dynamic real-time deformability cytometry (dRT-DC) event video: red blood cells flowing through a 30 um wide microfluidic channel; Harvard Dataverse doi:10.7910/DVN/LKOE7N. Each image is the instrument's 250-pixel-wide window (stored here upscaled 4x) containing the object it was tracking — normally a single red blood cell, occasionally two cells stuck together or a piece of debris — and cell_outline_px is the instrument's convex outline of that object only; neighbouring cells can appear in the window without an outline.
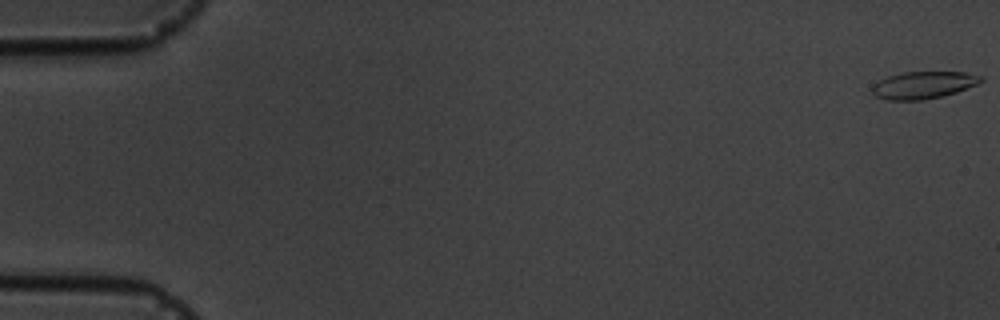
{"species": "common noctule bat (a hibernating species)", "species_latin": "Nyctalus noctula", "temperature_condition": "cold", "stored_images_in_passage": 7, "camera_frame_rate_fps": 3000, "um_per_image_px": 0.085, "animal": {"sex": "male", "body_mass_g": 19.5, "forearm_length_mm": 54.6}, "frame": {"image": 1, "passage_image": 1, "time_ms": 0.0, "image_size_px": [1000, 320], "cell_outline_px": [[984, 80], [976, 84], [956, 92], [924, 100], [888, 100], [876, 96], [872, 92], [872, 84], [888, 76], [904, 72], [964, 72], [984, 76]], "centroid_in_image_um": [78.48, 7.22], "position_along_channel_um": 6.5, "area_um2": 17.17}}
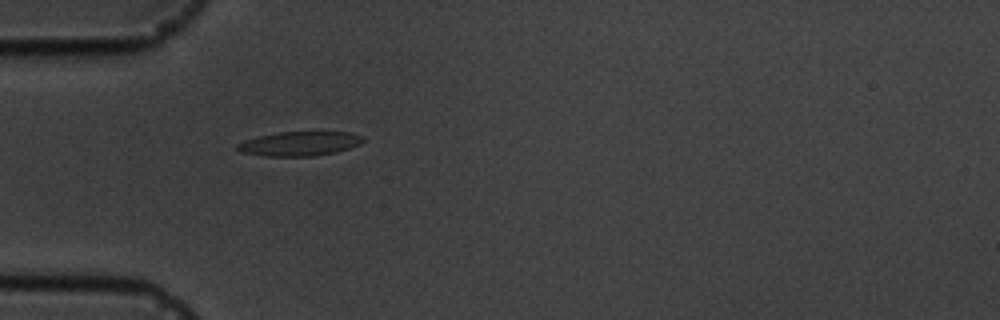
{"frame": {"image": 2, "passage_image": 6, "time_ms": 5.667, "image_size_px": [1000, 320], "cell_outline_px": [[364, 140], [360, 144], [336, 152], [316, 156], [264, 156], [240, 152], [236, 148], [236, 144], [244, 140], [260, 136], [280, 132], [352, 132], [364, 136]], "centroid_in_image_um": [25.47, 12.21], "position_along_channel_um": 59.5, "area_um2": 17.86}}
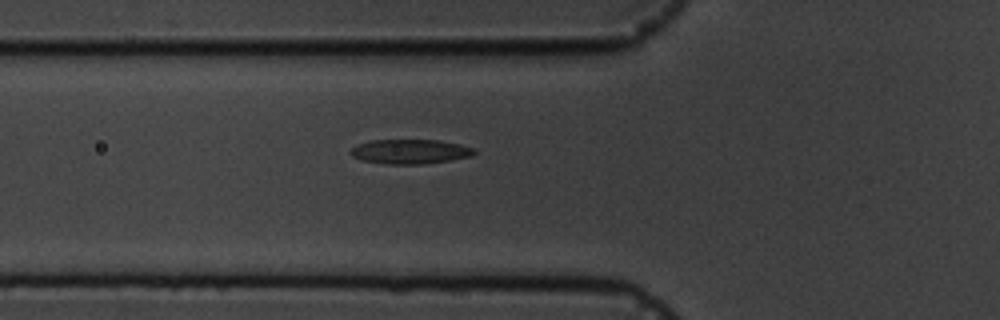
{"frame": {"image": 3, "passage_image": 7, "time_ms": 6.667, "image_size_px": [1000, 320], "cell_outline_px": [[476, 152], [472, 156], [452, 160], [424, 164], [388, 164], [364, 160], [352, 156], [348, 152], [356, 144], [372, 140], [440, 140], [460, 144], [472, 148]], "centroid_in_image_um": [34.86, 12.88], "position_along_channel_um": 90.9, "area_um2": 17.69}}